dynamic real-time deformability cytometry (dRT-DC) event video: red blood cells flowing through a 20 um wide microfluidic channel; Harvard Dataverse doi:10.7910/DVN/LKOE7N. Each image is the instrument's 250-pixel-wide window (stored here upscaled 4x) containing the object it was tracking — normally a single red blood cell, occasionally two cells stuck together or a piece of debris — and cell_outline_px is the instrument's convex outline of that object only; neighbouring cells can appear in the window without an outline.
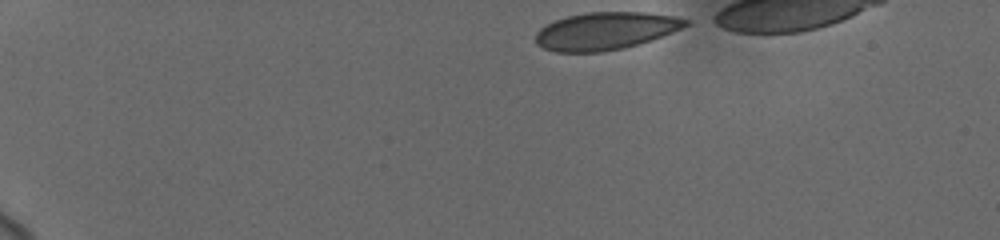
{"species": "human", "species_latin": "Homo sapiens", "temperature_condition": "cold", "stored_images_in_passage": 31, "camera_frame_rate_fps": 3000, "um_per_image_px": 0.085, "donor": {"sex": "female"}, "frame": {"image": 1, "passage_image": 1, "time_ms": 0.0, "image_size_px": [1000, 240], "cell_outline_px": [[692, 24], [672, 32], [624, 48], [600, 52], [556, 52], [544, 48], [536, 44], [536, 32], [540, 28], [556, 20], [568, 16], [584, 12], [644, 12], [676, 16], [692, 20]], "centroid_in_image_um": [51.49, 2.62], "position_along_channel_um": 33.5, "area_um2": 32.77}}
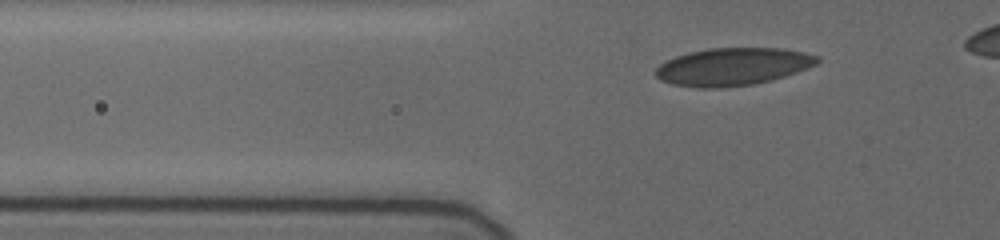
{"frame": {"image": 2, "passage_image": 21, "time_ms": 3.0, "image_size_px": [1000, 240], "cell_outline_px": [[820, 60], [816, 64], [808, 68], [784, 76], [752, 84], [720, 88], [696, 88], [672, 84], [660, 80], [656, 76], [656, 68], [664, 60], [688, 52], [708, 48], [780, 48], [804, 52], [820, 56]], "centroid_in_image_um": [62.26, 5.66], "position_along_channel_um": 63.5, "area_um2": 35.49}}